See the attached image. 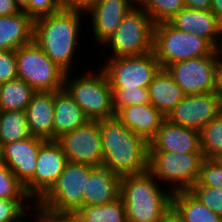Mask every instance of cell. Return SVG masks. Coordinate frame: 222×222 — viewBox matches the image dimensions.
Wrapping results in <instances>:
<instances>
[{
	"instance_id": "cell-1",
	"label": "cell",
	"mask_w": 222,
	"mask_h": 222,
	"mask_svg": "<svg viewBox=\"0 0 222 222\" xmlns=\"http://www.w3.org/2000/svg\"><path fill=\"white\" fill-rule=\"evenodd\" d=\"M85 25V13L61 8L51 15L34 20V41L66 73L75 72V68H78V65H81L79 68L81 71L86 68L87 61L84 64L82 58L81 64H78L80 61L79 57L83 56L80 54L78 56L77 54L83 51L84 46L85 50L87 49L86 42L88 40L85 37L89 34H85L87 27ZM81 38L86 41H82ZM83 42H85V45ZM81 45L83 47L82 50H80Z\"/></svg>"
},
{
	"instance_id": "cell-2",
	"label": "cell",
	"mask_w": 222,
	"mask_h": 222,
	"mask_svg": "<svg viewBox=\"0 0 222 222\" xmlns=\"http://www.w3.org/2000/svg\"><path fill=\"white\" fill-rule=\"evenodd\" d=\"M103 151V167L123 177L148 169L149 144L116 117L97 120Z\"/></svg>"
},
{
	"instance_id": "cell-3",
	"label": "cell",
	"mask_w": 222,
	"mask_h": 222,
	"mask_svg": "<svg viewBox=\"0 0 222 222\" xmlns=\"http://www.w3.org/2000/svg\"><path fill=\"white\" fill-rule=\"evenodd\" d=\"M127 222H160L171 208L172 192L147 169L120 180Z\"/></svg>"
},
{
	"instance_id": "cell-4",
	"label": "cell",
	"mask_w": 222,
	"mask_h": 222,
	"mask_svg": "<svg viewBox=\"0 0 222 222\" xmlns=\"http://www.w3.org/2000/svg\"><path fill=\"white\" fill-rule=\"evenodd\" d=\"M97 65H86L87 68L81 70L83 73L68 72L64 79V88L89 120L115 117L110 82L103 69Z\"/></svg>"
},
{
	"instance_id": "cell-5",
	"label": "cell",
	"mask_w": 222,
	"mask_h": 222,
	"mask_svg": "<svg viewBox=\"0 0 222 222\" xmlns=\"http://www.w3.org/2000/svg\"><path fill=\"white\" fill-rule=\"evenodd\" d=\"M153 29L154 22L151 17L137 3L124 16L111 37L99 48L100 51L102 49L103 51L95 54H103L102 58L147 54L153 50ZM105 52L111 54L106 55Z\"/></svg>"
},
{
	"instance_id": "cell-6",
	"label": "cell",
	"mask_w": 222,
	"mask_h": 222,
	"mask_svg": "<svg viewBox=\"0 0 222 222\" xmlns=\"http://www.w3.org/2000/svg\"><path fill=\"white\" fill-rule=\"evenodd\" d=\"M203 152L149 151L148 170L171 192L187 191L198 180Z\"/></svg>"
},
{
	"instance_id": "cell-7",
	"label": "cell",
	"mask_w": 222,
	"mask_h": 222,
	"mask_svg": "<svg viewBox=\"0 0 222 222\" xmlns=\"http://www.w3.org/2000/svg\"><path fill=\"white\" fill-rule=\"evenodd\" d=\"M89 166L68 161L50 190L36 203V207L53 216L73 215L83 206V190Z\"/></svg>"
},
{
	"instance_id": "cell-8",
	"label": "cell",
	"mask_w": 222,
	"mask_h": 222,
	"mask_svg": "<svg viewBox=\"0 0 222 222\" xmlns=\"http://www.w3.org/2000/svg\"><path fill=\"white\" fill-rule=\"evenodd\" d=\"M214 50L206 39L180 31L169 22L154 24L152 51L163 69L177 61L211 55Z\"/></svg>"
},
{
	"instance_id": "cell-9",
	"label": "cell",
	"mask_w": 222,
	"mask_h": 222,
	"mask_svg": "<svg viewBox=\"0 0 222 222\" xmlns=\"http://www.w3.org/2000/svg\"><path fill=\"white\" fill-rule=\"evenodd\" d=\"M15 56L18 79L27 82L36 92L64 88L66 72L34 40L18 48Z\"/></svg>"
},
{
	"instance_id": "cell-10",
	"label": "cell",
	"mask_w": 222,
	"mask_h": 222,
	"mask_svg": "<svg viewBox=\"0 0 222 222\" xmlns=\"http://www.w3.org/2000/svg\"><path fill=\"white\" fill-rule=\"evenodd\" d=\"M100 63L111 88H148L161 69L153 51L140 56L102 58Z\"/></svg>"
},
{
	"instance_id": "cell-11",
	"label": "cell",
	"mask_w": 222,
	"mask_h": 222,
	"mask_svg": "<svg viewBox=\"0 0 222 222\" xmlns=\"http://www.w3.org/2000/svg\"><path fill=\"white\" fill-rule=\"evenodd\" d=\"M56 141L68 161L91 167L103 166L101 134L97 120H88L73 131L61 135Z\"/></svg>"
},
{
	"instance_id": "cell-12",
	"label": "cell",
	"mask_w": 222,
	"mask_h": 222,
	"mask_svg": "<svg viewBox=\"0 0 222 222\" xmlns=\"http://www.w3.org/2000/svg\"><path fill=\"white\" fill-rule=\"evenodd\" d=\"M165 69L185 95L216 92L215 50L211 55L174 62Z\"/></svg>"
},
{
	"instance_id": "cell-13",
	"label": "cell",
	"mask_w": 222,
	"mask_h": 222,
	"mask_svg": "<svg viewBox=\"0 0 222 222\" xmlns=\"http://www.w3.org/2000/svg\"><path fill=\"white\" fill-rule=\"evenodd\" d=\"M68 160L56 140H45L37 155L34 176L24 185L27 195L36 204L55 184Z\"/></svg>"
},
{
	"instance_id": "cell-14",
	"label": "cell",
	"mask_w": 222,
	"mask_h": 222,
	"mask_svg": "<svg viewBox=\"0 0 222 222\" xmlns=\"http://www.w3.org/2000/svg\"><path fill=\"white\" fill-rule=\"evenodd\" d=\"M136 4L135 0H98L85 14L87 16L86 26H88L86 32L90 34L88 40L89 38L90 40L94 39L90 43L95 42L94 44L100 48L115 32L128 11Z\"/></svg>"
},
{
	"instance_id": "cell-15",
	"label": "cell",
	"mask_w": 222,
	"mask_h": 222,
	"mask_svg": "<svg viewBox=\"0 0 222 222\" xmlns=\"http://www.w3.org/2000/svg\"><path fill=\"white\" fill-rule=\"evenodd\" d=\"M220 112L216 92L185 95L167 115L166 119L172 124L200 132Z\"/></svg>"
},
{
	"instance_id": "cell-16",
	"label": "cell",
	"mask_w": 222,
	"mask_h": 222,
	"mask_svg": "<svg viewBox=\"0 0 222 222\" xmlns=\"http://www.w3.org/2000/svg\"><path fill=\"white\" fill-rule=\"evenodd\" d=\"M44 141L31 136L21 141L5 144L0 148V159L23 185L34 176L37 155Z\"/></svg>"
},
{
	"instance_id": "cell-17",
	"label": "cell",
	"mask_w": 222,
	"mask_h": 222,
	"mask_svg": "<svg viewBox=\"0 0 222 222\" xmlns=\"http://www.w3.org/2000/svg\"><path fill=\"white\" fill-rule=\"evenodd\" d=\"M168 22L180 31L206 39L215 49L220 46L222 23L211 10L184 7Z\"/></svg>"
},
{
	"instance_id": "cell-18",
	"label": "cell",
	"mask_w": 222,
	"mask_h": 222,
	"mask_svg": "<svg viewBox=\"0 0 222 222\" xmlns=\"http://www.w3.org/2000/svg\"><path fill=\"white\" fill-rule=\"evenodd\" d=\"M149 151L175 153L202 152L200 132L165 119L156 135L148 142Z\"/></svg>"
},
{
	"instance_id": "cell-19",
	"label": "cell",
	"mask_w": 222,
	"mask_h": 222,
	"mask_svg": "<svg viewBox=\"0 0 222 222\" xmlns=\"http://www.w3.org/2000/svg\"><path fill=\"white\" fill-rule=\"evenodd\" d=\"M25 113L32 136L54 140V91L35 92Z\"/></svg>"
},
{
	"instance_id": "cell-20",
	"label": "cell",
	"mask_w": 222,
	"mask_h": 222,
	"mask_svg": "<svg viewBox=\"0 0 222 222\" xmlns=\"http://www.w3.org/2000/svg\"><path fill=\"white\" fill-rule=\"evenodd\" d=\"M121 177L105 167L89 166V175L83 190V206L102 205L120 196Z\"/></svg>"
},
{
	"instance_id": "cell-21",
	"label": "cell",
	"mask_w": 222,
	"mask_h": 222,
	"mask_svg": "<svg viewBox=\"0 0 222 222\" xmlns=\"http://www.w3.org/2000/svg\"><path fill=\"white\" fill-rule=\"evenodd\" d=\"M115 117L128 129L149 142L166 117L152 104L132 105L121 108Z\"/></svg>"
},
{
	"instance_id": "cell-22",
	"label": "cell",
	"mask_w": 222,
	"mask_h": 222,
	"mask_svg": "<svg viewBox=\"0 0 222 222\" xmlns=\"http://www.w3.org/2000/svg\"><path fill=\"white\" fill-rule=\"evenodd\" d=\"M34 40V20L24 11L0 16V50L16 51Z\"/></svg>"
},
{
	"instance_id": "cell-23",
	"label": "cell",
	"mask_w": 222,
	"mask_h": 222,
	"mask_svg": "<svg viewBox=\"0 0 222 222\" xmlns=\"http://www.w3.org/2000/svg\"><path fill=\"white\" fill-rule=\"evenodd\" d=\"M89 119L65 88L54 91V140Z\"/></svg>"
},
{
	"instance_id": "cell-24",
	"label": "cell",
	"mask_w": 222,
	"mask_h": 222,
	"mask_svg": "<svg viewBox=\"0 0 222 222\" xmlns=\"http://www.w3.org/2000/svg\"><path fill=\"white\" fill-rule=\"evenodd\" d=\"M149 100L165 117L184 98L181 87L161 68L148 86Z\"/></svg>"
},
{
	"instance_id": "cell-25",
	"label": "cell",
	"mask_w": 222,
	"mask_h": 222,
	"mask_svg": "<svg viewBox=\"0 0 222 222\" xmlns=\"http://www.w3.org/2000/svg\"><path fill=\"white\" fill-rule=\"evenodd\" d=\"M171 207L184 222H222V217L203 205L189 190L172 192Z\"/></svg>"
},
{
	"instance_id": "cell-26",
	"label": "cell",
	"mask_w": 222,
	"mask_h": 222,
	"mask_svg": "<svg viewBox=\"0 0 222 222\" xmlns=\"http://www.w3.org/2000/svg\"><path fill=\"white\" fill-rule=\"evenodd\" d=\"M72 216L79 222H127L121 196L107 204L82 206Z\"/></svg>"
},
{
	"instance_id": "cell-27",
	"label": "cell",
	"mask_w": 222,
	"mask_h": 222,
	"mask_svg": "<svg viewBox=\"0 0 222 222\" xmlns=\"http://www.w3.org/2000/svg\"><path fill=\"white\" fill-rule=\"evenodd\" d=\"M36 91L24 80L14 79L0 86L1 111H25Z\"/></svg>"
},
{
	"instance_id": "cell-28",
	"label": "cell",
	"mask_w": 222,
	"mask_h": 222,
	"mask_svg": "<svg viewBox=\"0 0 222 222\" xmlns=\"http://www.w3.org/2000/svg\"><path fill=\"white\" fill-rule=\"evenodd\" d=\"M25 111L0 112V148L31 137Z\"/></svg>"
},
{
	"instance_id": "cell-29",
	"label": "cell",
	"mask_w": 222,
	"mask_h": 222,
	"mask_svg": "<svg viewBox=\"0 0 222 222\" xmlns=\"http://www.w3.org/2000/svg\"><path fill=\"white\" fill-rule=\"evenodd\" d=\"M200 140L204 158L215 159L222 154V112L202 128Z\"/></svg>"
},
{
	"instance_id": "cell-30",
	"label": "cell",
	"mask_w": 222,
	"mask_h": 222,
	"mask_svg": "<svg viewBox=\"0 0 222 222\" xmlns=\"http://www.w3.org/2000/svg\"><path fill=\"white\" fill-rule=\"evenodd\" d=\"M137 3L149 14L154 24L168 22L185 7L184 0H139Z\"/></svg>"
},
{
	"instance_id": "cell-31",
	"label": "cell",
	"mask_w": 222,
	"mask_h": 222,
	"mask_svg": "<svg viewBox=\"0 0 222 222\" xmlns=\"http://www.w3.org/2000/svg\"><path fill=\"white\" fill-rule=\"evenodd\" d=\"M115 114L126 106L150 103L148 88H112Z\"/></svg>"
},
{
	"instance_id": "cell-32",
	"label": "cell",
	"mask_w": 222,
	"mask_h": 222,
	"mask_svg": "<svg viewBox=\"0 0 222 222\" xmlns=\"http://www.w3.org/2000/svg\"><path fill=\"white\" fill-rule=\"evenodd\" d=\"M0 198L3 199H31L24 185L0 159Z\"/></svg>"
},
{
	"instance_id": "cell-33",
	"label": "cell",
	"mask_w": 222,
	"mask_h": 222,
	"mask_svg": "<svg viewBox=\"0 0 222 222\" xmlns=\"http://www.w3.org/2000/svg\"><path fill=\"white\" fill-rule=\"evenodd\" d=\"M35 206L32 199L0 198V221H23Z\"/></svg>"
},
{
	"instance_id": "cell-34",
	"label": "cell",
	"mask_w": 222,
	"mask_h": 222,
	"mask_svg": "<svg viewBox=\"0 0 222 222\" xmlns=\"http://www.w3.org/2000/svg\"><path fill=\"white\" fill-rule=\"evenodd\" d=\"M193 186H209L222 189V166L216 159L205 158L200 167V174Z\"/></svg>"
},
{
	"instance_id": "cell-35",
	"label": "cell",
	"mask_w": 222,
	"mask_h": 222,
	"mask_svg": "<svg viewBox=\"0 0 222 222\" xmlns=\"http://www.w3.org/2000/svg\"><path fill=\"white\" fill-rule=\"evenodd\" d=\"M189 191L205 206L222 217V189L192 186Z\"/></svg>"
},
{
	"instance_id": "cell-36",
	"label": "cell",
	"mask_w": 222,
	"mask_h": 222,
	"mask_svg": "<svg viewBox=\"0 0 222 222\" xmlns=\"http://www.w3.org/2000/svg\"><path fill=\"white\" fill-rule=\"evenodd\" d=\"M61 8L60 0H29L28 8L24 12L36 20L51 15Z\"/></svg>"
},
{
	"instance_id": "cell-37",
	"label": "cell",
	"mask_w": 222,
	"mask_h": 222,
	"mask_svg": "<svg viewBox=\"0 0 222 222\" xmlns=\"http://www.w3.org/2000/svg\"><path fill=\"white\" fill-rule=\"evenodd\" d=\"M17 60L15 51L0 50V81L1 83L17 79Z\"/></svg>"
},
{
	"instance_id": "cell-38",
	"label": "cell",
	"mask_w": 222,
	"mask_h": 222,
	"mask_svg": "<svg viewBox=\"0 0 222 222\" xmlns=\"http://www.w3.org/2000/svg\"><path fill=\"white\" fill-rule=\"evenodd\" d=\"M23 222H64V216H53L44 213L35 206L31 211L26 214L23 219Z\"/></svg>"
},
{
	"instance_id": "cell-39",
	"label": "cell",
	"mask_w": 222,
	"mask_h": 222,
	"mask_svg": "<svg viewBox=\"0 0 222 222\" xmlns=\"http://www.w3.org/2000/svg\"><path fill=\"white\" fill-rule=\"evenodd\" d=\"M98 0H60L61 7L67 10L87 13Z\"/></svg>"
},
{
	"instance_id": "cell-40",
	"label": "cell",
	"mask_w": 222,
	"mask_h": 222,
	"mask_svg": "<svg viewBox=\"0 0 222 222\" xmlns=\"http://www.w3.org/2000/svg\"><path fill=\"white\" fill-rule=\"evenodd\" d=\"M19 12L14 0H0V16H8Z\"/></svg>"
},
{
	"instance_id": "cell-41",
	"label": "cell",
	"mask_w": 222,
	"mask_h": 222,
	"mask_svg": "<svg viewBox=\"0 0 222 222\" xmlns=\"http://www.w3.org/2000/svg\"><path fill=\"white\" fill-rule=\"evenodd\" d=\"M215 77L216 85H222V51L215 49Z\"/></svg>"
},
{
	"instance_id": "cell-42",
	"label": "cell",
	"mask_w": 222,
	"mask_h": 222,
	"mask_svg": "<svg viewBox=\"0 0 222 222\" xmlns=\"http://www.w3.org/2000/svg\"><path fill=\"white\" fill-rule=\"evenodd\" d=\"M185 7L197 10H210L211 0H184Z\"/></svg>"
},
{
	"instance_id": "cell-43",
	"label": "cell",
	"mask_w": 222,
	"mask_h": 222,
	"mask_svg": "<svg viewBox=\"0 0 222 222\" xmlns=\"http://www.w3.org/2000/svg\"><path fill=\"white\" fill-rule=\"evenodd\" d=\"M160 222H184L178 213L171 207L162 217Z\"/></svg>"
},
{
	"instance_id": "cell-44",
	"label": "cell",
	"mask_w": 222,
	"mask_h": 222,
	"mask_svg": "<svg viewBox=\"0 0 222 222\" xmlns=\"http://www.w3.org/2000/svg\"><path fill=\"white\" fill-rule=\"evenodd\" d=\"M210 10L215 14L217 19L222 23V0H211Z\"/></svg>"
},
{
	"instance_id": "cell-45",
	"label": "cell",
	"mask_w": 222,
	"mask_h": 222,
	"mask_svg": "<svg viewBox=\"0 0 222 222\" xmlns=\"http://www.w3.org/2000/svg\"><path fill=\"white\" fill-rule=\"evenodd\" d=\"M19 11H25L28 8L29 0H14Z\"/></svg>"
},
{
	"instance_id": "cell-46",
	"label": "cell",
	"mask_w": 222,
	"mask_h": 222,
	"mask_svg": "<svg viewBox=\"0 0 222 222\" xmlns=\"http://www.w3.org/2000/svg\"><path fill=\"white\" fill-rule=\"evenodd\" d=\"M216 95L219 103L220 111L222 112V85H216Z\"/></svg>"
},
{
	"instance_id": "cell-47",
	"label": "cell",
	"mask_w": 222,
	"mask_h": 222,
	"mask_svg": "<svg viewBox=\"0 0 222 222\" xmlns=\"http://www.w3.org/2000/svg\"><path fill=\"white\" fill-rule=\"evenodd\" d=\"M64 222H79L72 215H65Z\"/></svg>"
},
{
	"instance_id": "cell-48",
	"label": "cell",
	"mask_w": 222,
	"mask_h": 222,
	"mask_svg": "<svg viewBox=\"0 0 222 222\" xmlns=\"http://www.w3.org/2000/svg\"><path fill=\"white\" fill-rule=\"evenodd\" d=\"M222 166V154H220L217 158H215Z\"/></svg>"
},
{
	"instance_id": "cell-49",
	"label": "cell",
	"mask_w": 222,
	"mask_h": 222,
	"mask_svg": "<svg viewBox=\"0 0 222 222\" xmlns=\"http://www.w3.org/2000/svg\"><path fill=\"white\" fill-rule=\"evenodd\" d=\"M0 222H23V221H0Z\"/></svg>"
},
{
	"instance_id": "cell-50",
	"label": "cell",
	"mask_w": 222,
	"mask_h": 222,
	"mask_svg": "<svg viewBox=\"0 0 222 222\" xmlns=\"http://www.w3.org/2000/svg\"><path fill=\"white\" fill-rule=\"evenodd\" d=\"M219 49L222 51V39H221V43H220Z\"/></svg>"
}]
</instances>
